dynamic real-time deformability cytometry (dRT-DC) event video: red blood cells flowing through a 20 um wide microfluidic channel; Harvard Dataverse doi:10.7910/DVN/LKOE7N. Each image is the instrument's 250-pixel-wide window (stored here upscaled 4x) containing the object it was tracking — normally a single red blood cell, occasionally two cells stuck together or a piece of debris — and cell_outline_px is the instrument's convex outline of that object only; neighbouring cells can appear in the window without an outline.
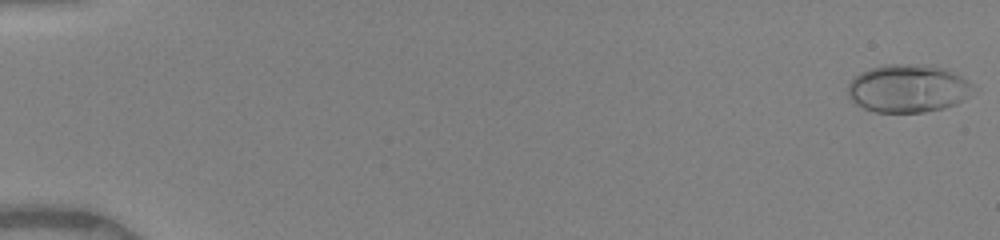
{"species": "human", "species_latin": "Homo sapiens", "temperature_condition": "warm", "stored_images_in_passage": 70, "camera_frame_rate_fps": 3000, "um_per_image_px": 0.085, "donor": {"sex": "female"}, "frame": {"image": 1, "passage_image": 1, "time_ms": 0.0, "image_size_px": [1000, 240], "cell_outline_px": [[972, 84], [964, 100], [956, 104], [944, 108], [924, 112], [876, 112], [864, 108], [856, 104], [848, 96], [848, 84], [852, 76], [860, 72], [884, 64], [924, 64], [948, 68], [968, 80]], "centroid_in_image_um": [77.14, 7.5], "position_along_channel_um": 7.9, "area_um2": 35.2}}
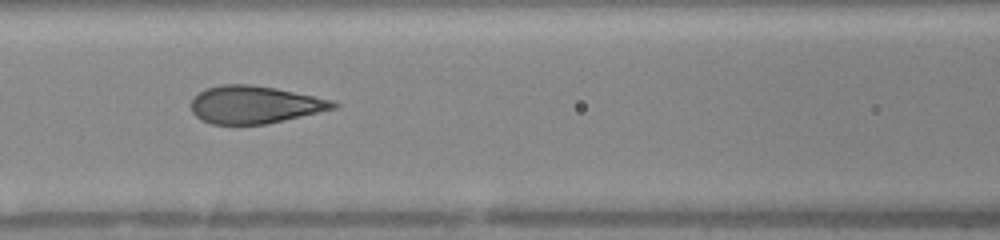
{"frame": {"image": 2, "passage_image": 34, "time_ms": 7.667, "image_size_px": [1000, 240], "cell_outline_px": [[340, 104], [336, 108], [284, 120], [264, 124], [212, 124], [200, 120], [192, 112], [192, 100], [204, 88], [224, 84], [252, 84], [276, 88], [332, 100]], "centroid_in_image_um": [21.63, 8.89], "position_along_channel_um": 145.0, "area_um2": 30.98}}
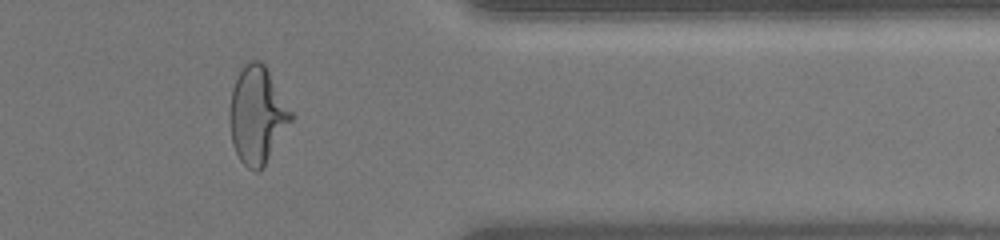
{"frame": {"image": 3, "passage_image": 58, "time_ms": 14.0, "image_size_px": [1000, 240], "cell_outline_px": [[296, 116], [264, 164], [256, 172], [248, 168], [240, 160], [232, 144], [228, 120], [228, 112], [232, 88], [244, 64], [248, 60], [260, 60], [264, 64]], "centroid_in_image_um": [21.86, 9.76], "position_along_channel_um": 389.5, "area_um2": 34.91}, "authors_computed_cell_mechanics": {"area_um2": 32.5703, "velocity_mm_per_s": 4.0208, "shape_relaxation_time_tau1_ms": 4.4822, "shape_relaxation_time_tau2_ms": null, "deformation_change_tau1": 0.1966, "deformation_change_tau2": null}}